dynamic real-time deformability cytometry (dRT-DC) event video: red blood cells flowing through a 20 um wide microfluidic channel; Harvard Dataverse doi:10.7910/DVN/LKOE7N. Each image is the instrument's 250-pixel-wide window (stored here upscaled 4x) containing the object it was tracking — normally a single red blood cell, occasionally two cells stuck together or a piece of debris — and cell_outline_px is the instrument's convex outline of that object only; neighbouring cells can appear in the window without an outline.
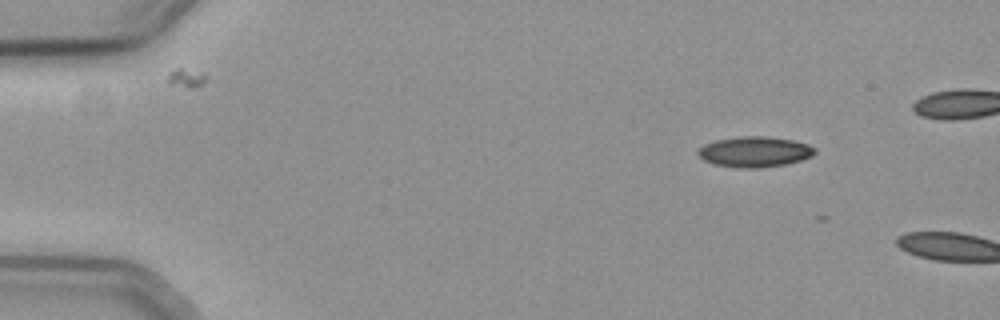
{"species": "common noctule bat (a hibernating species)", "species_latin": "Nyctalus noctula", "temperature_condition": "cold", "stored_images_in_passage": 2, "camera_frame_rate_fps": 3000, "um_per_image_px": 0.085, "animal": {"sex": "female", "body_mass_g": 19.3, "forearm_length_mm": 54.1}, "frame": {"image": 1, "passage_image": 1, "time_ms": 0.0, "image_size_px": [1000, 320], "cell_outline_px": [[816, 152], [812, 156], [800, 160], [784, 164], [760, 168], [736, 168], [712, 164], [704, 160], [696, 152], [704, 144], [716, 140], [740, 136], [768, 136], [792, 140], [808, 144], [816, 148]], "centroid_in_image_um": [64.14, 12.9], "position_along_channel_um": 20.9, "area_um2": 20.87}}